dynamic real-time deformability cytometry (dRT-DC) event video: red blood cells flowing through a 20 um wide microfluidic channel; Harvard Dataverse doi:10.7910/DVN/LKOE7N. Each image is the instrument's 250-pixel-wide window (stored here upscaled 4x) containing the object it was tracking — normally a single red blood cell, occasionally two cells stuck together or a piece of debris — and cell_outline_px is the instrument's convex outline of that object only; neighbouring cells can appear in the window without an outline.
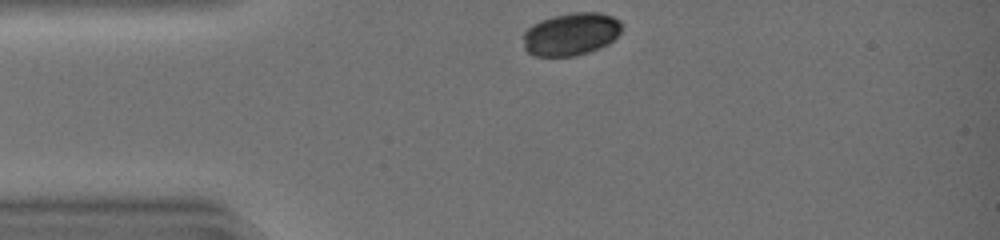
{"species": "common noctule bat (a hibernating species)", "species_latin": "Nyctalus noctula", "temperature_condition": "warm", "stored_images_in_passage": 25, "camera_frame_rate_fps": 3000, "um_per_image_px": 0.085, "animal": {"sex": "female", "body_mass_g": 19.0, "forearm_length_mm": 51.5}, "frame": {"image": 1, "passage_image": 1, "time_ms": 0.0, "image_size_px": [1000, 240], "cell_outline_px": [[624, 24], [620, 32], [608, 44], [600, 48], [576, 56], [536, 56], [528, 52], [524, 48], [524, 32], [532, 24], [540, 20], [552, 16], [572, 12], [600, 12], [612, 16], [620, 20]], "centroid_in_image_um": [48.55, 2.88], "position_along_channel_um": 36.4, "area_um2": 24.74}}
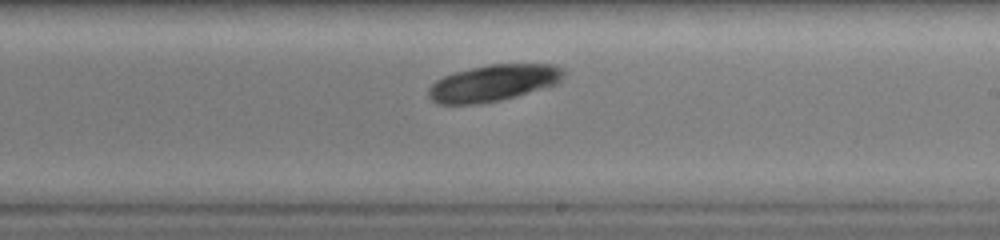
{"frame": {"image": 2, "passage_image": 18, "time_ms": 5.667, "image_size_px": [1000, 240], "cell_outline_px": [[564, 76], [560, 84], [516, 96], [500, 100], [480, 104], [436, 104], [428, 96], [428, 88], [436, 80], [444, 76], [456, 72], [488, 64], [556, 64], [564, 68]], "centroid_in_image_um": [41.98, 7.05], "position_along_channel_um": 247.0, "area_um2": 29.07}}
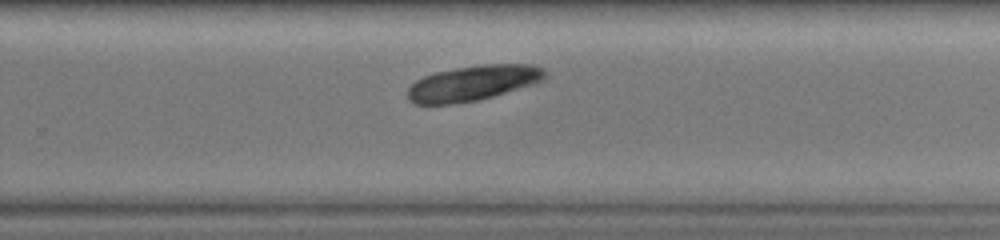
{"frame": {"image": 3, "passage_image": 21, "time_ms": 6.667, "image_size_px": [1000, 240], "cell_outline_px": [[548, 76], [544, 80], [536, 84], [492, 96], [476, 100], [452, 104], [412, 104], [408, 100], [408, 88], [416, 80], [424, 76], [436, 72], [484, 64], [532, 64], [544, 68], [548, 72]], "centroid_in_image_um": [40.26, 7.06], "position_along_channel_um": 289.5, "area_um2": 28.32}}